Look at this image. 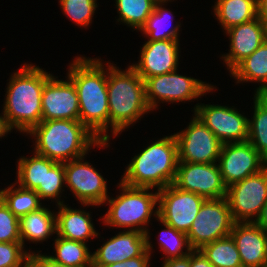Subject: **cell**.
<instances>
[{
  "label": "cell",
  "instance_id": "cell-1",
  "mask_svg": "<svg viewBox=\"0 0 267 267\" xmlns=\"http://www.w3.org/2000/svg\"><path fill=\"white\" fill-rule=\"evenodd\" d=\"M72 62L67 76L78 93L79 120L101 141L109 142L107 68L100 58L81 56Z\"/></svg>",
  "mask_w": 267,
  "mask_h": 267
},
{
  "label": "cell",
  "instance_id": "cell-2",
  "mask_svg": "<svg viewBox=\"0 0 267 267\" xmlns=\"http://www.w3.org/2000/svg\"><path fill=\"white\" fill-rule=\"evenodd\" d=\"M27 134L34 137V152L57 163L86 156L92 146L108 147L80 120H42Z\"/></svg>",
  "mask_w": 267,
  "mask_h": 267
},
{
  "label": "cell",
  "instance_id": "cell-3",
  "mask_svg": "<svg viewBox=\"0 0 267 267\" xmlns=\"http://www.w3.org/2000/svg\"><path fill=\"white\" fill-rule=\"evenodd\" d=\"M51 76L31 64L11 75L2 112L11 129L28 133L42 121V91Z\"/></svg>",
  "mask_w": 267,
  "mask_h": 267
},
{
  "label": "cell",
  "instance_id": "cell-4",
  "mask_svg": "<svg viewBox=\"0 0 267 267\" xmlns=\"http://www.w3.org/2000/svg\"><path fill=\"white\" fill-rule=\"evenodd\" d=\"M107 65L109 125L115 137L151 109L146 101L144 80L137 72L130 65L125 71L113 63Z\"/></svg>",
  "mask_w": 267,
  "mask_h": 267
},
{
  "label": "cell",
  "instance_id": "cell-5",
  "mask_svg": "<svg viewBox=\"0 0 267 267\" xmlns=\"http://www.w3.org/2000/svg\"><path fill=\"white\" fill-rule=\"evenodd\" d=\"M178 164V144L175 135L165 136L135 155L121 178L131 187L157 188L173 184Z\"/></svg>",
  "mask_w": 267,
  "mask_h": 267
},
{
  "label": "cell",
  "instance_id": "cell-6",
  "mask_svg": "<svg viewBox=\"0 0 267 267\" xmlns=\"http://www.w3.org/2000/svg\"><path fill=\"white\" fill-rule=\"evenodd\" d=\"M118 185L122 189L120 195L116 198L108 197L104 202L108 203L109 208L102 218L103 223L115 228H128V231H141L149 237L147 224L152 214L158 218V208L155 209L158 205V191L148 192L153 189L131 187L121 181Z\"/></svg>",
  "mask_w": 267,
  "mask_h": 267
},
{
  "label": "cell",
  "instance_id": "cell-7",
  "mask_svg": "<svg viewBox=\"0 0 267 267\" xmlns=\"http://www.w3.org/2000/svg\"><path fill=\"white\" fill-rule=\"evenodd\" d=\"M146 101L153 111L158 108V103H178L199 98L211 92L213 85L193 77L177 74V70L147 78L145 81Z\"/></svg>",
  "mask_w": 267,
  "mask_h": 267
},
{
  "label": "cell",
  "instance_id": "cell-8",
  "mask_svg": "<svg viewBox=\"0 0 267 267\" xmlns=\"http://www.w3.org/2000/svg\"><path fill=\"white\" fill-rule=\"evenodd\" d=\"M234 220L226 197L206 199L187 233L192 250H199L204 245L229 236Z\"/></svg>",
  "mask_w": 267,
  "mask_h": 267
},
{
  "label": "cell",
  "instance_id": "cell-9",
  "mask_svg": "<svg viewBox=\"0 0 267 267\" xmlns=\"http://www.w3.org/2000/svg\"><path fill=\"white\" fill-rule=\"evenodd\" d=\"M226 199L235 223L256 221L267 201V166L227 187Z\"/></svg>",
  "mask_w": 267,
  "mask_h": 267
},
{
  "label": "cell",
  "instance_id": "cell-10",
  "mask_svg": "<svg viewBox=\"0 0 267 267\" xmlns=\"http://www.w3.org/2000/svg\"><path fill=\"white\" fill-rule=\"evenodd\" d=\"M206 199L173 184L158 190V221L188 233Z\"/></svg>",
  "mask_w": 267,
  "mask_h": 267
},
{
  "label": "cell",
  "instance_id": "cell-11",
  "mask_svg": "<svg viewBox=\"0 0 267 267\" xmlns=\"http://www.w3.org/2000/svg\"><path fill=\"white\" fill-rule=\"evenodd\" d=\"M174 135L178 144V162H218L222 143L196 115L186 129Z\"/></svg>",
  "mask_w": 267,
  "mask_h": 267
},
{
  "label": "cell",
  "instance_id": "cell-12",
  "mask_svg": "<svg viewBox=\"0 0 267 267\" xmlns=\"http://www.w3.org/2000/svg\"><path fill=\"white\" fill-rule=\"evenodd\" d=\"M83 158L64 163L66 187L83 206H101L108 198L106 180Z\"/></svg>",
  "mask_w": 267,
  "mask_h": 267
},
{
  "label": "cell",
  "instance_id": "cell-13",
  "mask_svg": "<svg viewBox=\"0 0 267 267\" xmlns=\"http://www.w3.org/2000/svg\"><path fill=\"white\" fill-rule=\"evenodd\" d=\"M173 185L205 199L226 197L227 187L217 163L178 162Z\"/></svg>",
  "mask_w": 267,
  "mask_h": 267
},
{
  "label": "cell",
  "instance_id": "cell-14",
  "mask_svg": "<svg viewBox=\"0 0 267 267\" xmlns=\"http://www.w3.org/2000/svg\"><path fill=\"white\" fill-rule=\"evenodd\" d=\"M218 166L225 186L229 187L263 170L267 161L247 140L222 144Z\"/></svg>",
  "mask_w": 267,
  "mask_h": 267
},
{
  "label": "cell",
  "instance_id": "cell-15",
  "mask_svg": "<svg viewBox=\"0 0 267 267\" xmlns=\"http://www.w3.org/2000/svg\"><path fill=\"white\" fill-rule=\"evenodd\" d=\"M196 115L221 141L222 144L244 142L248 140V118L236 108L197 104Z\"/></svg>",
  "mask_w": 267,
  "mask_h": 267
},
{
  "label": "cell",
  "instance_id": "cell-16",
  "mask_svg": "<svg viewBox=\"0 0 267 267\" xmlns=\"http://www.w3.org/2000/svg\"><path fill=\"white\" fill-rule=\"evenodd\" d=\"M42 120H79V98L73 82L58 80L53 75L42 91Z\"/></svg>",
  "mask_w": 267,
  "mask_h": 267
},
{
  "label": "cell",
  "instance_id": "cell-17",
  "mask_svg": "<svg viewBox=\"0 0 267 267\" xmlns=\"http://www.w3.org/2000/svg\"><path fill=\"white\" fill-rule=\"evenodd\" d=\"M179 52V40L146 41L138 63L130 66L145 81L178 70Z\"/></svg>",
  "mask_w": 267,
  "mask_h": 267
},
{
  "label": "cell",
  "instance_id": "cell-18",
  "mask_svg": "<svg viewBox=\"0 0 267 267\" xmlns=\"http://www.w3.org/2000/svg\"><path fill=\"white\" fill-rule=\"evenodd\" d=\"M225 33L230 39V49L222 59L229 72L267 40V27L258 17L231 27Z\"/></svg>",
  "mask_w": 267,
  "mask_h": 267
},
{
  "label": "cell",
  "instance_id": "cell-19",
  "mask_svg": "<svg viewBox=\"0 0 267 267\" xmlns=\"http://www.w3.org/2000/svg\"><path fill=\"white\" fill-rule=\"evenodd\" d=\"M147 249V235L121 231L92 253V266H106L140 256Z\"/></svg>",
  "mask_w": 267,
  "mask_h": 267
},
{
  "label": "cell",
  "instance_id": "cell-20",
  "mask_svg": "<svg viewBox=\"0 0 267 267\" xmlns=\"http://www.w3.org/2000/svg\"><path fill=\"white\" fill-rule=\"evenodd\" d=\"M237 246L243 267L267 264V234L254 222L234 223L230 233Z\"/></svg>",
  "mask_w": 267,
  "mask_h": 267
},
{
  "label": "cell",
  "instance_id": "cell-21",
  "mask_svg": "<svg viewBox=\"0 0 267 267\" xmlns=\"http://www.w3.org/2000/svg\"><path fill=\"white\" fill-rule=\"evenodd\" d=\"M56 234L60 237L86 243L89 238H96V232L90 213L81 209H72L64 203L57 206Z\"/></svg>",
  "mask_w": 267,
  "mask_h": 267
},
{
  "label": "cell",
  "instance_id": "cell-22",
  "mask_svg": "<svg viewBox=\"0 0 267 267\" xmlns=\"http://www.w3.org/2000/svg\"><path fill=\"white\" fill-rule=\"evenodd\" d=\"M21 243L25 246V239L31 242H43L53 234H56V213L48 208L30 212L19 219Z\"/></svg>",
  "mask_w": 267,
  "mask_h": 267
},
{
  "label": "cell",
  "instance_id": "cell-23",
  "mask_svg": "<svg viewBox=\"0 0 267 267\" xmlns=\"http://www.w3.org/2000/svg\"><path fill=\"white\" fill-rule=\"evenodd\" d=\"M230 73L236 83L260 82L255 94H263L267 90V40Z\"/></svg>",
  "mask_w": 267,
  "mask_h": 267
},
{
  "label": "cell",
  "instance_id": "cell-24",
  "mask_svg": "<svg viewBox=\"0 0 267 267\" xmlns=\"http://www.w3.org/2000/svg\"><path fill=\"white\" fill-rule=\"evenodd\" d=\"M214 15L225 31L249 22L257 15V0H216Z\"/></svg>",
  "mask_w": 267,
  "mask_h": 267
},
{
  "label": "cell",
  "instance_id": "cell-25",
  "mask_svg": "<svg viewBox=\"0 0 267 267\" xmlns=\"http://www.w3.org/2000/svg\"><path fill=\"white\" fill-rule=\"evenodd\" d=\"M164 3H167V1H157L155 3L153 12L140 30L148 38V41L179 40L178 34L181 26L176 24L170 28L171 25L168 23L170 20L173 21V16H171L173 14L170 10L162 7L165 5Z\"/></svg>",
  "mask_w": 267,
  "mask_h": 267
},
{
  "label": "cell",
  "instance_id": "cell-26",
  "mask_svg": "<svg viewBox=\"0 0 267 267\" xmlns=\"http://www.w3.org/2000/svg\"><path fill=\"white\" fill-rule=\"evenodd\" d=\"M54 261L67 267H92V253L86 243L56 236Z\"/></svg>",
  "mask_w": 267,
  "mask_h": 267
},
{
  "label": "cell",
  "instance_id": "cell-27",
  "mask_svg": "<svg viewBox=\"0 0 267 267\" xmlns=\"http://www.w3.org/2000/svg\"><path fill=\"white\" fill-rule=\"evenodd\" d=\"M254 112L248 120V141L267 161V99L254 95Z\"/></svg>",
  "mask_w": 267,
  "mask_h": 267
},
{
  "label": "cell",
  "instance_id": "cell-28",
  "mask_svg": "<svg viewBox=\"0 0 267 267\" xmlns=\"http://www.w3.org/2000/svg\"><path fill=\"white\" fill-rule=\"evenodd\" d=\"M14 186L12 184V186L0 190V198L17 218L20 219L43 207L40 197L34 190L25 189L19 185L18 188Z\"/></svg>",
  "mask_w": 267,
  "mask_h": 267
},
{
  "label": "cell",
  "instance_id": "cell-29",
  "mask_svg": "<svg viewBox=\"0 0 267 267\" xmlns=\"http://www.w3.org/2000/svg\"><path fill=\"white\" fill-rule=\"evenodd\" d=\"M199 250L214 267H243L231 235L206 244Z\"/></svg>",
  "mask_w": 267,
  "mask_h": 267
},
{
  "label": "cell",
  "instance_id": "cell-30",
  "mask_svg": "<svg viewBox=\"0 0 267 267\" xmlns=\"http://www.w3.org/2000/svg\"><path fill=\"white\" fill-rule=\"evenodd\" d=\"M118 10V22L127 24L132 29L141 30L150 14L153 12L157 0H115Z\"/></svg>",
  "mask_w": 267,
  "mask_h": 267
},
{
  "label": "cell",
  "instance_id": "cell-31",
  "mask_svg": "<svg viewBox=\"0 0 267 267\" xmlns=\"http://www.w3.org/2000/svg\"><path fill=\"white\" fill-rule=\"evenodd\" d=\"M17 165L16 183L19 186L36 190L38 187H44L45 178V157L34 153L33 157H20Z\"/></svg>",
  "mask_w": 267,
  "mask_h": 267
},
{
  "label": "cell",
  "instance_id": "cell-32",
  "mask_svg": "<svg viewBox=\"0 0 267 267\" xmlns=\"http://www.w3.org/2000/svg\"><path fill=\"white\" fill-rule=\"evenodd\" d=\"M64 184V163H57L45 157L44 187H38L35 192L38 194L41 200L54 198V200H56L57 205H61L64 201H60L59 197H61L60 194L62 193V191H64L62 189Z\"/></svg>",
  "mask_w": 267,
  "mask_h": 267
},
{
  "label": "cell",
  "instance_id": "cell-33",
  "mask_svg": "<svg viewBox=\"0 0 267 267\" xmlns=\"http://www.w3.org/2000/svg\"><path fill=\"white\" fill-rule=\"evenodd\" d=\"M166 228L159 233V248L164 252L165 258H181L190 254L192 248L189 245L187 234L181 231H177L175 228L161 222ZM185 246V247H184ZM185 249L186 252L182 250ZM167 254V255H166Z\"/></svg>",
  "mask_w": 267,
  "mask_h": 267
},
{
  "label": "cell",
  "instance_id": "cell-34",
  "mask_svg": "<svg viewBox=\"0 0 267 267\" xmlns=\"http://www.w3.org/2000/svg\"><path fill=\"white\" fill-rule=\"evenodd\" d=\"M96 2L97 0H59L63 13L77 26L87 28L98 7Z\"/></svg>",
  "mask_w": 267,
  "mask_h": 267
},
{
  "label": "cell",
  "instance_id": "cell-35",
  "mask_svg": "<svg viewBox=\"0 0 267 267\" xmlns=\"http://www.w3.org/2000/svg\"><path fill=\"white\" fill-rule=\"evenodd\" d=\"M28 256L21 242H0V267H25Z\"/></svg>",
  "mask_w": 267,
  "mask_h": 267
},
{
  "label": "cell",
  "instance_id": "cell-36",
  "mask_svg": "<svg viewBox=\"0 0 267 267\" xmlns=\"http://www.w3.org/2000/svg\"><path fill=\"white\" fill-rule=\"evenodd\" d=\"M0 242H21L19 218L0 198Z\"/></svg>",
  "mask_w": 267,
  "mask_h": 267
},
{
  "label": "cell",
  "instance_id": "cell-37",
  "mask_svg": "<svg viewBox=\"0 0 267 267\" xmlns=\"http://www.w3.org/2000/svg\"><path fill=\"white\" fill-rule=\"evenodd\" d=\"M150 236L147 237V249L140 255L135 258L128 259L124 262L112 263L106 266H92V267H149L150 266V257L151 250L153 246L150 242Z\"/></svg>",
  "mask_w": 267,
  "mask_h": 267
},
{
  "label": "cell",
  "instance_id": "cell-38",
  "mask_svg": "<svg viewBox=\"0 0 267 267\" xmlns=\"http://www.w3.org/2000/svg\"><path fill=\"white\" fill-rule=\"evenodd\" d=\"M25 267H67L54 261L49 255L30 252Z\"/></svg>",
  "mask_w": 267,
  "mask_h": 267
},
{
  "label": "cell",
  "instance_id": "cell-39",
  "mask_svg": "<svg viewBox=\"0 0 267 267\" xmlns=\"http://www.w3.org/2000/svg\"><path fill=\"white\" fill-rule=\"evenodd\" d=\"M190 267H214L200 250H191Z\"/></svg>",
  "mask_w": 267,
  "mask_h": 267
},
{
  "label": "cell",
  "instance_id": "cell-40",
  "mask_svg": "<svg viewBox=\"0 0 267 267\" xmlns=\"http://www.w3.org/2000/svg\"><path fill=\"white\" fill-rule=\"evenodd\" d=\"M162 267H190V254L181 258L164 260Z\"/></svg>",
  "mask_w": 267,
  "mask_h": 267
},
{
  "label": "cell",
  "instance_id": "cell-41",
  "mask_svg": "<svg viewBox=\"0 0 267 267\" xmlns=\"http://www.w3.org/2000/svg\"><path fill=\"white\" fill-rule=\"evenodd\" d=\"M257 15L267 27V0H257Z\"/></svg>",
  "mask_w": 267,
  "mask_h": 267
},
{
  "label": "cell",
  "instance_id": "cell-42",
  "mask_svg": "<svg viewBox=\"0 0 267 267\" xmlns=\"http://www.w3.org/2000/svg\"><path fill=\"white\" fill-rule=\"evenodd\" d=\"M254 223L262 227L265 231H267V201L264 204L259 217L256 221H254Z\"/></svg>",
  "mask_w": 267,
  "mask_h": 267
},
{
  "label": "cell",
  "instance_id": "cell-43",
  "mask_svg": "<svg viewBox=\"0 0 267 267\" xmlns=\"http://www.w3.org/2000/svg\"><path fill=\"white\" fill-rule=\"evenodd\" d=\"M11 127L9 126L5 115H0V138L5 136L8 132H11Z\"/></svg>",
  "mask_w": 267,
  "mask_h": 267
},
{
  "label": "cell",
  "instance_id": "cell-44",
  "mask_svg": "<svg viewBox=\"0 0 267 267\" xmlns=\"http://www.w3.org/2000/svg\"><path fill=\"white\" fill-rule=\"evenodd\" d=\"M264 98H266L267 99V90L263 93V94H261Z\"/></svg>",
  "mask_w": 267,
  "mask_h": 267
},
{
  "label": "cell",
  "instance_id": "cell-45",
  "mask_svg": "<svg viewBox=\"0 0 267 267\" xmlns=\"http://www.w3.org/2000/svg\"><path fill=\"white\" fill-rule=\"evenodd\" d=\"M157 1H167V2H168V1H172V0H157ZM173 1H174V0H173Z\"/></svg>",
  "mask_w": 267,
  "mask_h": 267
}]
</instances>
